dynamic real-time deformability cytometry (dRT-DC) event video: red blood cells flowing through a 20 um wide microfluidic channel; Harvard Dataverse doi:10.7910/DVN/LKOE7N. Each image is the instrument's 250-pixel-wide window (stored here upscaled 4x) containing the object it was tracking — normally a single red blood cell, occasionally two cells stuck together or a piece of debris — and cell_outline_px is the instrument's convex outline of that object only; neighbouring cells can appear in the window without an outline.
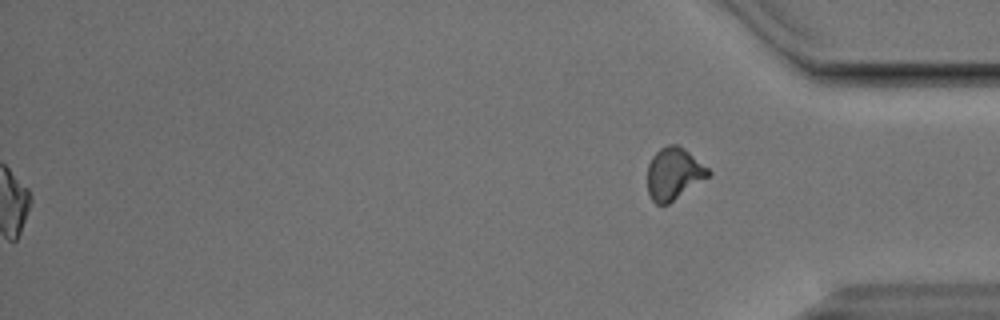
{"species": "Egyptian fruit bat (a non-hibernating species)", "species_latin": "Rousettus aegyptiacus", "temperature_condition": "cold", "stored_images_in_passage": 54, "segment_of_instrument_passage": [2, 2], "camera_frame_rate_fps": 3000, "um_per_image_px": 0.085, "animal": {"sex": "male"}, "frame": {"image": 1, "passage_image": 54, "time_ms": 17.667, "image_size_px": [1000, 320], "cell_outline_px": [[712, 172], [708, 176], [668, 204], [656, 204], [652, 200], [648, 192], [648, 164], [652, 156], [660, 148], [668, 144], [676, 144], [684, 148], [708, 168]], "centroid_in_image_um": [57.25, 14.74], "position_along_channel_um": 378.0, "area_um2": 18.21}}